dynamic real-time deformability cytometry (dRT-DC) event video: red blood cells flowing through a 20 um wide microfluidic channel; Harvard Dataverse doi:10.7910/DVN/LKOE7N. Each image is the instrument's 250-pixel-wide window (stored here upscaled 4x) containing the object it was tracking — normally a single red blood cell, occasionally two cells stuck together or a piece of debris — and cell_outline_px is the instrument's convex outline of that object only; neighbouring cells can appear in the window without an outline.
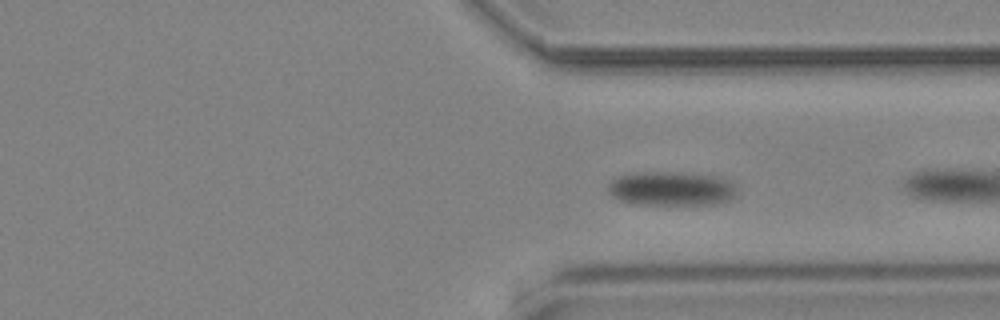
{"species": "common noctule bat (a hibernating species)", "species_latin": "Nyctalus noctula", "temperature_condition": "cold", "stored_images_in_passage": 60, "camera_frame_rate_fps": 3000, "um_per_image_px": 0.085, "animal": {"sex": "male", "body_mass_g": 19.2, "forearm_length_mm": 51.8}, "frame": {"image": 1, "passage_image": 38, "time_ms": 12.333, "image_size_px": [1000, 320], "cell_outline_px": [[740, 196], [716, 204], [636, 204], [620, 200], [612, 196], [608, 192], [608, 184], [612, 180], [620, 176], [640, 172], [680, 172], [716, 176], [728, 180], [732, 184]], "centroid_in_image_um": [57.09, 16.03], "position_along_channel_um": 354.3, "area_um2": 25.66}}